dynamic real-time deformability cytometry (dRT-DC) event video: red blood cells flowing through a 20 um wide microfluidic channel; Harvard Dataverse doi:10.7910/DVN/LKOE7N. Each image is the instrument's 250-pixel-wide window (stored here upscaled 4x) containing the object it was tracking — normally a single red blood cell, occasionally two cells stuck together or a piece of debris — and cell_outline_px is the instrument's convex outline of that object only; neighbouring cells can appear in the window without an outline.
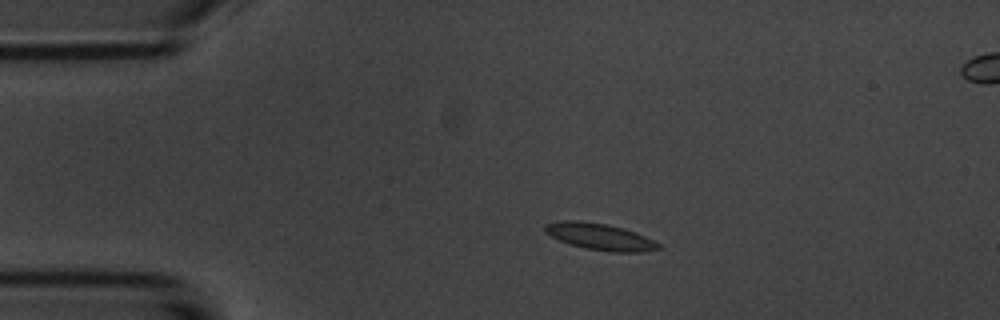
{"species": "common noctule bat (a hibernating species)", "species_latin": "Nyctalus noctula", "temperature_condition": "room temperature", "stored_images_in_passage": 5, "segment_of_instrument_passage": [1, 2], "camera_frame_rate_fps": 3000, "um_per_image_px": 0.085, "animal": {"sex": "male", "body_mass_g": 20.1, "forearm_length_mm": 53.5}, "frame": {"image": 1, "passage_image": 3, "time_ms": 2.333, "image_size_px": [1000, 320], "cell_outline_px": [[660, 248], [644, 252], [608, 252], [584, 248], [560, 240], [544, 232], [544, 224], [560, 220], [580, 220], [608, 224], [644, 236], [660, 244]], "centroid_in_image_um": [50.95, 20.11], "position_along_channel_um": 34.1, "area_um2": 17.46}}